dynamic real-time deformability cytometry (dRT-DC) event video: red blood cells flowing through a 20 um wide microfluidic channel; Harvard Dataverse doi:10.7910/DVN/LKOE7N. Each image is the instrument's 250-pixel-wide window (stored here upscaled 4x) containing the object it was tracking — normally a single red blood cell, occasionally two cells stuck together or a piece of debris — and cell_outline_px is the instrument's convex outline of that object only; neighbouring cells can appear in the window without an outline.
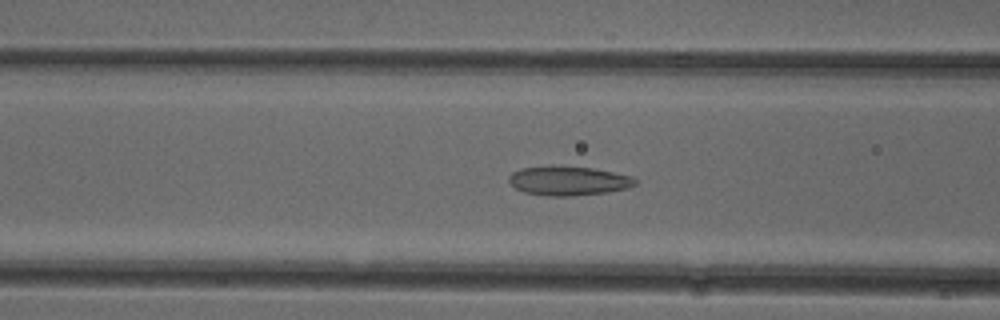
{"species": "common noctule bat (a hibernating species)", "species_latin": "Nyctalus noctula", "temperature_condition": "cold", "stored_images_in_passage": 51, "camera_frame_rate_fps": 3000, "um_per_image_px": 0.085, "animal": {"sex": "female"}, "frame": {"image": 1, "passage_image": 20, "time_ms": 6.333, "image_size_px": [1000, 320], "cell_outline_px": [[636, 184], [628, 188], [608, 192], [572, 196], [548, 196], [524, 192], [516, 188], [508, 180], [508, 176], [512, 172], [520, 168], [552, 164], [592, 168], [632, 176], [636, 180]], "centroid_in_image_um": [48.28, 15.35], "position_along_channel_um": 118.3, "area_um2": 21.85}}
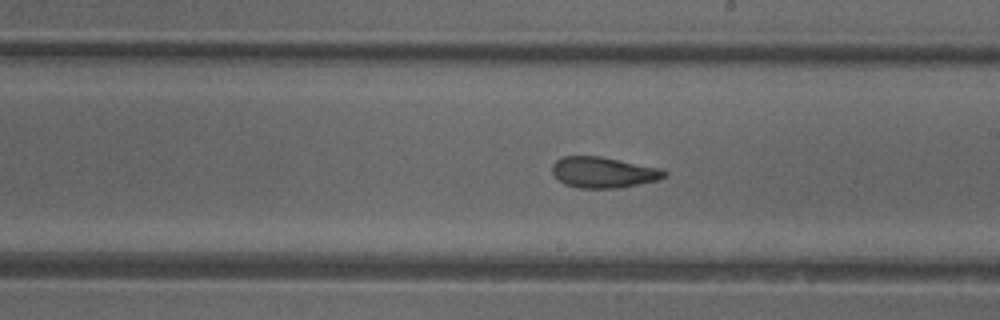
{"frame": {"image": 2, "passage_image": 29, "time_ms": 9.333, "image_size_px": [1000, 320], "cell_outline_px": [[668, 176], [656, 180], [620, 188], [580, 188], [564, 184], [552, 172], [552, 164], [556, 160], [564, 156], [600, 156], [660, 168], [668, 172]], "centroid_in_image_um": [51.29, 14.65], "position_along_channel_um": 237.7, "area_um2": 20.11}}
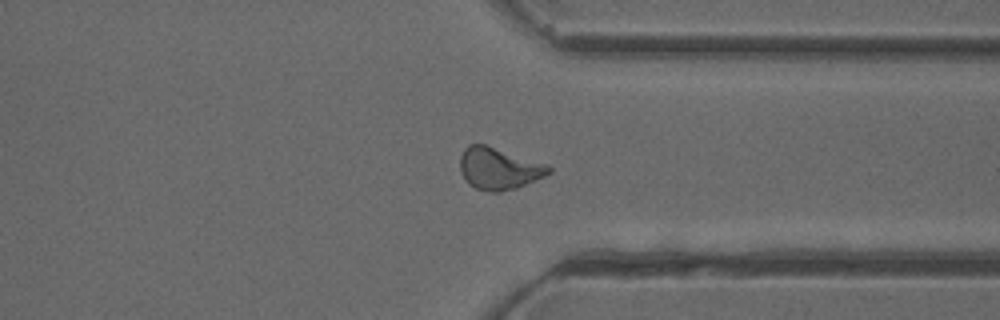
{"frame": {"image": 3, "passage_image": 39, "time_ms": 12.667, "image_size_px": [1000, 320], "cell_outline_px": [[552, 172], [544, 176], [516, 188], [500, 192], [492, 192], [476, 188], [468, 184], [460, 172], [460, 156], [464, 148], [468, 144], [484, 144], [548, 164], [552, 168]], "centroid_in_image_um": [42.39, 14.32], "position_along_channel_um": 369.0, "area_um2": 21.68}, "authors_computed_cell_mechanics": {"area_um2": 21.0392, "velocity_mm_per_s": 3.9834, "shape_relaxation_time_tau1_ms": null, "shape_relaxation_time_tau2_ms": 1.8669, "deformation_change_tau1": null, "deformation_change_tau2": 0.0912}}